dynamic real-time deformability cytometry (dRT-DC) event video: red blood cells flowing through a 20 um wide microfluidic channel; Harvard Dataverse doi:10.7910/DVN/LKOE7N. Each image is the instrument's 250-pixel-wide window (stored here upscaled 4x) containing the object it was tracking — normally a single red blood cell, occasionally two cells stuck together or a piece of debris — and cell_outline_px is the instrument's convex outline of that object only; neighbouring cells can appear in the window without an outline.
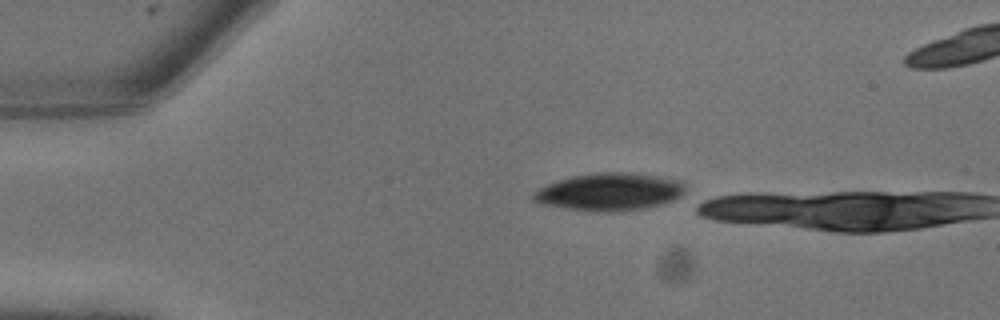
{"species": "common noctule bat (a hibernating species)", "species_latin": "Nyctalus noctula", "temperature_condition": "warm", "stored_images_in_passage": 5, "camera_frame_rate_fps": 3000, "um_per_image_px": 0.085, "animal": {"sex": "male", "body_mass_g": 13.3}, "frame": {"image": 1, "passage_image": 1, "time_ms": 0.0, "image_size_px": [1000, 320], "cell_outline_px": [[688, 184], [684, 192], [680, 196], [672, 200], [660, 204], [644, 208], [616, 212], [600, 212], [568, 208], [540, 204], [532, 200], [532, 192], [556, 180], [572, 176], [596, 172], [632, 172], [660, 176], [684, 180]], "centroid_in_image_um": [51.84, 16.29], "position_along_channel_um": 33.2, "area_um2": 33.64}}